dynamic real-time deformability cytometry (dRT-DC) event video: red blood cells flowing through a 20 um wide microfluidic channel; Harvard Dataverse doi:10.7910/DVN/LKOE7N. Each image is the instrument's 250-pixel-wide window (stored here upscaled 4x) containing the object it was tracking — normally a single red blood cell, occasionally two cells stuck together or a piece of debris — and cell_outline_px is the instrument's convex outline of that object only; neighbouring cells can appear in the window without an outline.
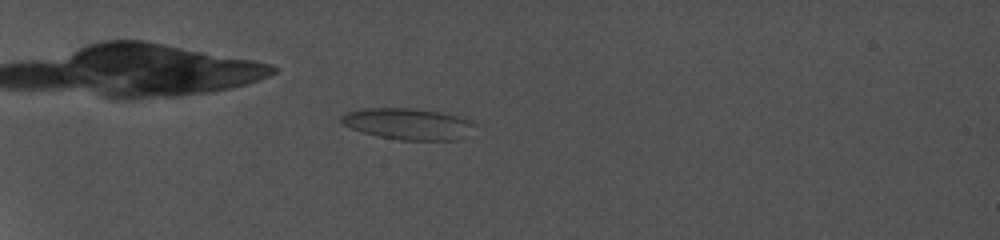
{"species": "common noctule bat (a hibernating species)", "species_latin": "Nyctalus noctula", "temperature_condition": "cold", "stored_images_in_passage": 56, "camera_frame_rate_fps": 5000, "um_per_image_px": 0.085, "animal": {"sex": "female", "body_mass_g": 19.0, "forearm_length_mm": 56.7}, "frame": {"image": 1, "passage_image": 26, "time_ms": 7.8, "image_size_px": [1000, 240], "cell_outline_px": [[476, 124], [460, 140], [400, 140], [376, 136], [352, 128], [344, 124], [340, 120], [340, 116], [344, 112], [364, 108], [412, 108], [440, 112], [476, 120]], "centroid_in_image_um": [34.7, 10.52], "position_along_channel_um": 50.3, "area_um2": 24.51}}
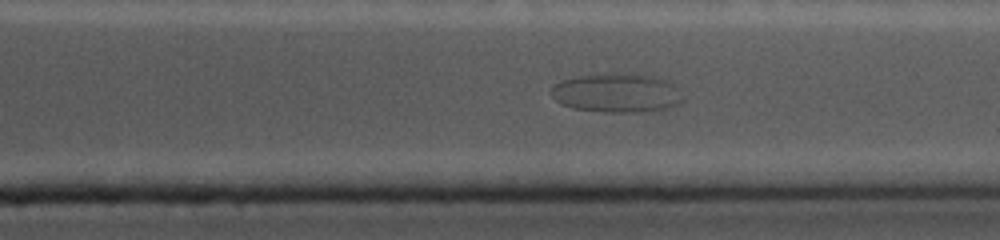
{"frame": {"image": 2, "passage_image": 49, "time_ms": 18.6, "image_size_px": [1000, 240], "cell_outline_px": [[684, 100], [668, 108], [640, 112], [604, 112], [572, 108], [560, 104], [552, 96], [552, 88], [560, 80], [576, 76], [608, 72], [632, 72], [656, 76], [668, 80], [676, 84], [684, 96]], "centroid_in_image_um": [52.47, 7.86], "position_along_channel_um": 358.9, "area_um2": 30.81}}
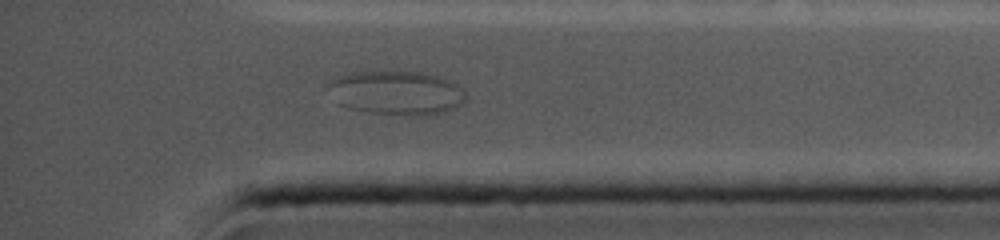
{"frame": {"image": 3, "passage_image": 53, "time_ms": 19.8, "image_size_px": [1000, 240], "cell_outline_px": [[464, 100], [460, 104], [444, 112], [428, 116], [404, 116], [372, 112], [348, 108], [340, 104], [328, 84], [332, 76], [352, 72], [420, 72], [436, 76], [448, 80], [456, 84], [464, 92]], "centroid_in_image_um": [33.69, 7.9], "position_along_channel_um": 401.5, "area_um2": 34.91}}